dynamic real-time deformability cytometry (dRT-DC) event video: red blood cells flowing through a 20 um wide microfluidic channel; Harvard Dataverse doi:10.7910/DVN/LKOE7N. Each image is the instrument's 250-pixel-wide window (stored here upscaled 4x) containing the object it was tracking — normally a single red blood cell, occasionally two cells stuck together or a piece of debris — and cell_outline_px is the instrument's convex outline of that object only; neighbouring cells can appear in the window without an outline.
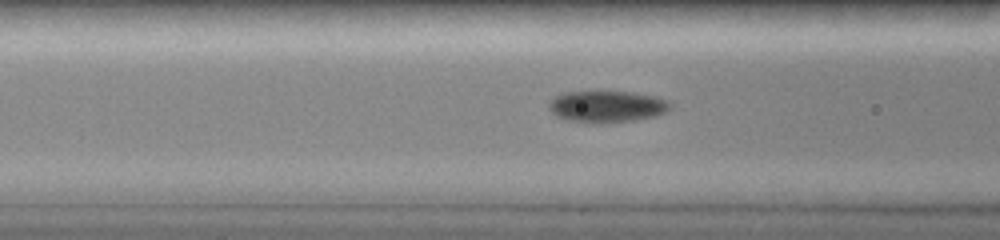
{"species": "common noctule bat (a hibernating species)", "species_latin": "Nyctalus noctula", "temperature_condition": "room temperature", "stored_images_in_passage": 30, "camera_frame_rate_fps": 3000, "um_per_image_px": 0.085, "animal": {"sex": "female", "body_mass_g": 19.0, "forearm_length_mm": 51.5}, "frame": {"image": 1, "passage_image": 27, "time_ms": 4.667, "image_size_px": [1000, 240], "cell_outline_px": [[672, 108], [668, 112], [656, 116], [636, 120], [604, 124], [588, 124], [564, 120], [556, 116], [548, 108], [548, 104], [556, 96], [568, 92], [632, 92], [652, 96], [668, 100], [672, 104]], "centroid_in_image_um": [51.61, 9.09], "position_along_channel_um": 115.0, "area_um2": 22.77}}